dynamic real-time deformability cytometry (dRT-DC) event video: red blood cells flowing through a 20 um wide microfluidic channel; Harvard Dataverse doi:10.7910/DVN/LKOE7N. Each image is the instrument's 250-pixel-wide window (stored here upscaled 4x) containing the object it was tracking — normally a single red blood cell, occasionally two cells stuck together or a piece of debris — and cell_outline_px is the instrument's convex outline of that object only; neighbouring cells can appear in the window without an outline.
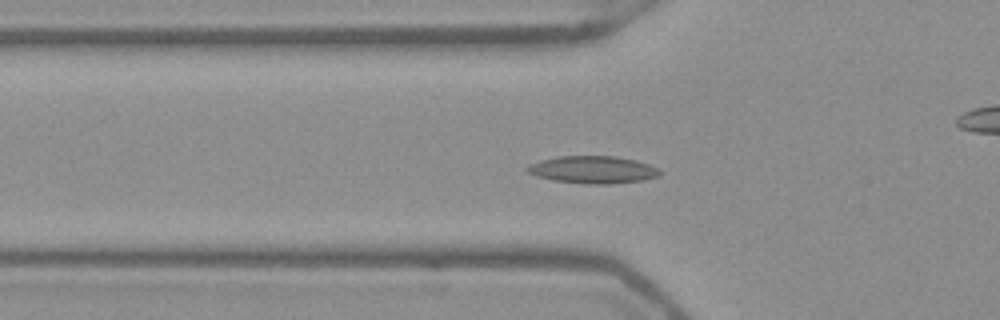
{"species": "Egyptian fruit bat (a non-hibernating species)", "species_latin": "Rousettus aegyptiacus", "temperature_condition": "warm", "stored_images_in_passage": 54, "camera_frame_rate_fps": 3000, "um_per_image_px": 0.085, "frame": {"image": 1, "passage_image": 19, "time_ms": 6.0, "image_size_px": [1000, 320], "cell_outline_px": [[660, 176], [644, 180], [608, 184], [588, 184], [552, 180], [536, 176], [528, 172], [524, 168], [528, 164], [540, 160], [556, 156], [616, 156], [636, 160], [660, 168]], "centroid_in_image_um": [50.38, 14.42], "position_along_channel_um": 75.4, "area_um2": 21.39}}
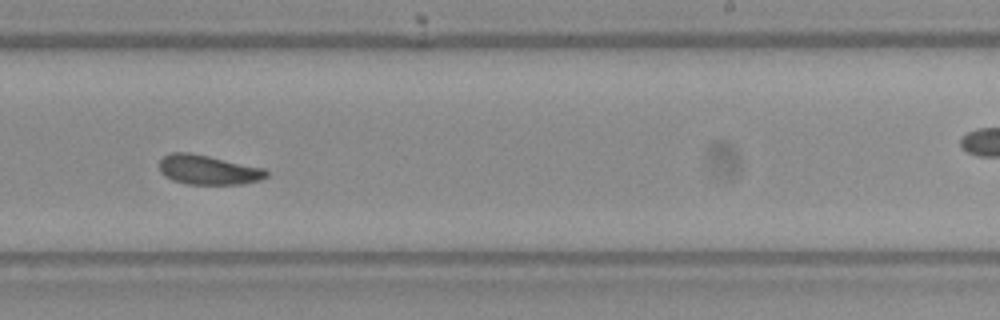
{"frame": {"image": 2, "passage_image": 34, "time_ms": 11.0, "image_size_px": [1000, 320], "cell_outline_px": [[268, 176], [260, 180], [244, 184], [188, 184], [172, 180], [164, 176], [160, 172], [160, 160], [164, 156], [172, 152], [188, 152], [208, 156], [264, 168], [268, 172]], "centroid_in_image_um": [17.69, 14.44], "position_along_channel_um": 271.3, "area_um2": 18.38}}
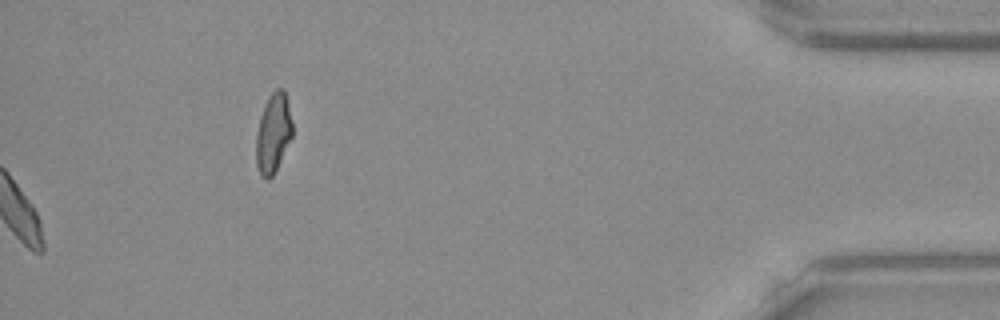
{"frame": {"image": 3, "passage_image": 54, "time_ms": 17.667, "image_size_px": [1000, 320], "cell_outline_px": [[292, 136], [272, 176], [268, 180], [260, 176], [256, 164], [256, 132], [260, 116], [268, 96], [276, 88], [284, 88], [292, 120]], "centroid_in_image_um": [23.21, 11.3], "position_along_channel_um": 412.0, "area_um2": 16.76}, "authors_computed_cell_mechanics": {"area_um2": 18.7561, "velocity_mm_per_s": 3.9083, "shape_relaxation_time_tau1_ms": 3.8681, "shape_relaxation_time_tau2_ms": 3.7754, "deformation_change_tau1": 0.1148, "deformation_change_tau2": 0.1066}}